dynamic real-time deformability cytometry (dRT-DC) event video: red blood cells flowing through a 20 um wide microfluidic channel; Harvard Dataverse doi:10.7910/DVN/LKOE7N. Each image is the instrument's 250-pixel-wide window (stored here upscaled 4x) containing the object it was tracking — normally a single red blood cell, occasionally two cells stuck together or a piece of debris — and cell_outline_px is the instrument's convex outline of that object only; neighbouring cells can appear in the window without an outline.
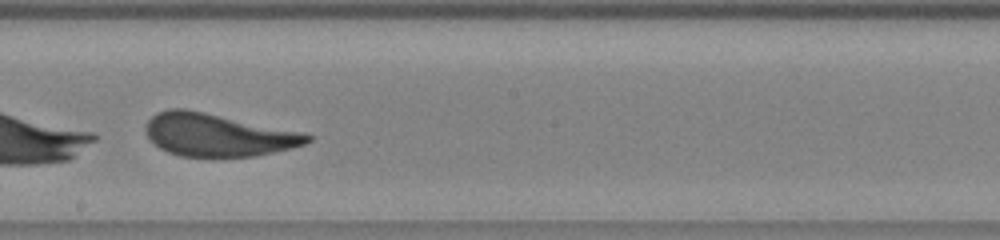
{"species": "human", "species_latin": "Homo sapiens", "temperature_condition": "warm", "stored_images_in_passage": 26, "camera_frame_rate_fps": 3000, "um_per_image_px": 0.085, "donor": {"sex": "male"}, "frame": {"image": 1, "passage_image": 14, "time_ms": 4.333, "image_size_px": [1000, 240], "cell_outline_px": [[312, 140], [304, 144], [292, 148], [256, 156], [208, 160], [180, 156], [168, 152], [160, 148], [148, 136], [144, 128], [144, 124], [156, 112], [168, 108], [184, 108], [304, 132], [312, 136]], "centroid_in_image_um": [18.5, 11.51], "position_along_channel_um": 229.7, "area_um2": 41.27}}
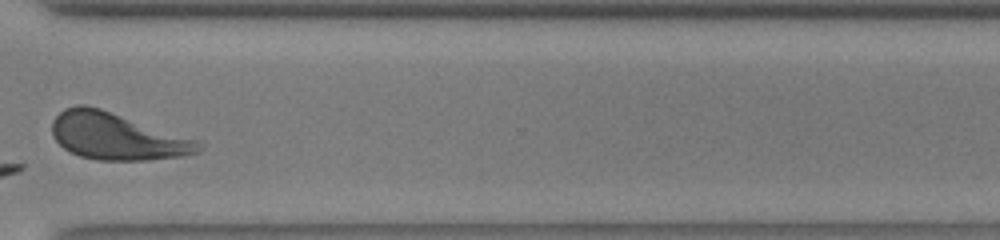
{"frame": {"image": 2, "passage_image": 22, "time_ms": 7.0, "image_size_px": [1000, 240], "cell_outline_px": [[204, 148], [200, 152], [184, 156], [144, 160], [96, 160], [80, 156], [68, 152], [52, 136], [52, 120], [64, 108], [76, 104], [84, 104], [100, 108], [204, 140]], "centroid_in_image_um": [10.02, 11.58], "position_along_channel_um": 360.6, "area_um2": 41.04}}
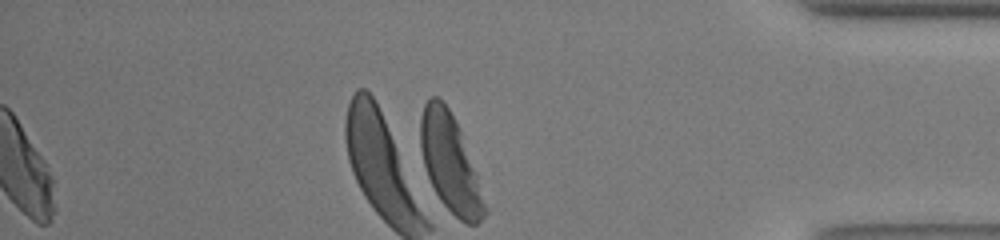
{"frame": {"image": 3, "passage_image": 26, "time_ms": 8.333, "image_size_px": [1000, 240], "cell_outline_px": [[488, 212], [476, 224], [468, 224], [460, 220], [440, 200], [428, 176], [424, 164], [420, 148], [420, 116], [424, 104], [432, 96], [436, 96], [448, 108], [460, 128], [476, 172], [488, 208]], "centroid_in_image_um": [38.27, 13.87], "position_along_channel_um": 396.9, "area_um2": 36.13}}